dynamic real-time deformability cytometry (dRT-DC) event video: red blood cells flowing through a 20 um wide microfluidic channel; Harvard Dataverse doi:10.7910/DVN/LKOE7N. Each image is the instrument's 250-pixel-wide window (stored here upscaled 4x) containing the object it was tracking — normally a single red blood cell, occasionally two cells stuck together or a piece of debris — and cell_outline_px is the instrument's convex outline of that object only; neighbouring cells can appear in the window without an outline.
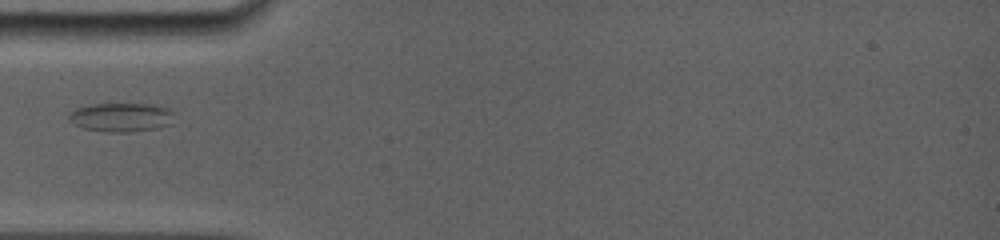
{"species": "common noctule bat (a hibernating species)", "species_latin": "Nyctalus noctula", "temperature_condition": "room temperature", "stored_images_in_passage": 64, "camera_frame_rate_fps": 5000, "um_per_image_px": 0.085, "animal": {"sex": "female", "body_mass_g": 19.0, "forearm_length_mm": 56.7}, "frame": {"image": 1, "passage_image": 1, "time_ms": 0.0, "image_size_px": [1000, 240], "cell_outline_px": [[176, 112], [172, 124], [160, 128], [128, 132], [104, 132], [84, 128], [68, 120], [68, 116], [76, 108], [92, 104], [156, 104], [168, 108]], "centroid_in_image_um": [10.39, 9.97], "position_along_channel_um": 74.6, "area_um2": 18.03}}
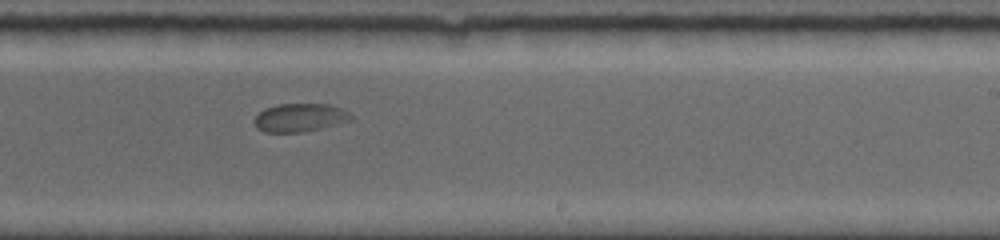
{"frame": {"image": 2, "passage_image": 28, "time_ms": 5.0, "image_size_px": [1000, 240], "cell_outline_px": [[352, 120], [304, 132], [264, 132], [256, 128], [252, 120], [264, 108], [280, 104], [328, 104], [340, 108], [348, 112], [352, 116]], "centroid_in_image_um": [25.44, 10.0], "position_along_channel_um": 263.6, "area_um2": 15.9}}
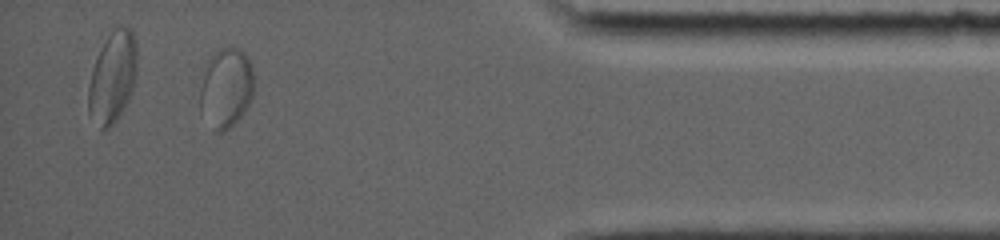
{"frame": {"image": 3, "passage_image": 55, "time_ms": 9.8, "image_size_px": [1000, 240], "cell_outline_px": [[252, 96], [248, 104], [240, 116], [224, 132], [216, 132], [200, 112], [200, 88], [204, 64], [220, 48], [240, 48], [248, 56], [252, 64]], "centroid_in_image_um": [19.18, 7.44], "position_along_channel_um": 416.0, "area_um2": 24.97}}